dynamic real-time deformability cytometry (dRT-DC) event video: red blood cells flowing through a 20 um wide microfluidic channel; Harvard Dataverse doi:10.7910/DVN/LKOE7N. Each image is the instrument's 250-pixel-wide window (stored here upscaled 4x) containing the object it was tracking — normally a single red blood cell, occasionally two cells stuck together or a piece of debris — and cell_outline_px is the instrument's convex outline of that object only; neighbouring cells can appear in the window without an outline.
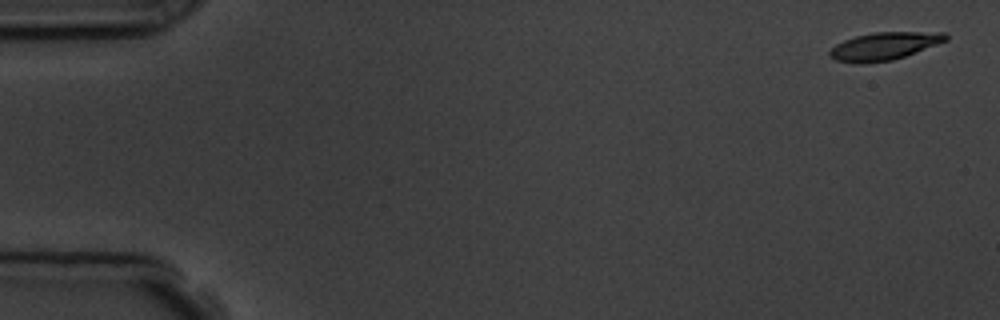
{"species": "common noctule bat (a hibernating species)", "species_latin": "Nyctalus noctula", "temperature_condition": "room temperature", "stored_images_in_passage": 5, "camera_frame_rate_fps": 3000, "um_per_image_px": 0.085, "animal": {"sex": "male", "body_mass_g": 19.5, "forearm_length_mm": 54.6}, "frame": {"image": 1, "passage_image": 1, "time_ms": 0.0, "image_size_px": [1000, 320], "cell_outline_px": [[948, 40], [916, 52], [892, 60], [864, 64], [856, 64], [836, 60], [828, 56], [828, 52], [836, 44], [844, 40], [856, 36], [876, 32], [944, 32], [948, 36]], "centroid_in_image_um": [75.13, 3.93], "position_along_channel_um": 9.9, "area_um2": 18.79}}
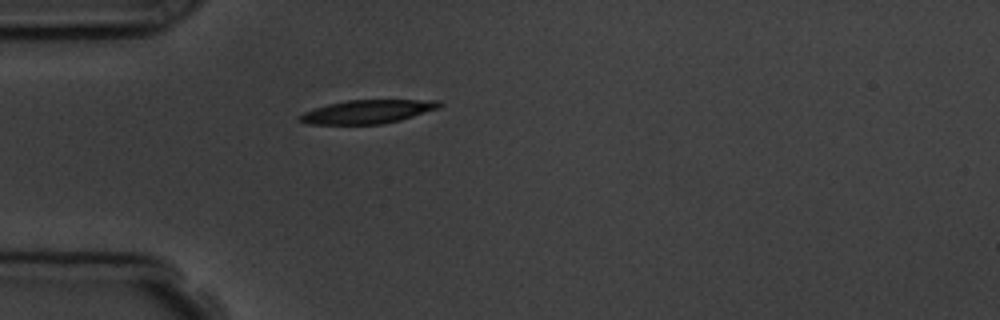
{"frame": {"image": 2, "passage_image": 5, "time_ms": 4.667, "image_size_px": [1000, 320], "cell_outline_px": [[444, 104], [440, 108], [400, 120], [380, 124], [308, 124], [300, 120], [296, 116], [304, 112], [328, 104], [348, 100], [440, 100]], "centroid_in_image_um": [31.27, 9.49], "position_along_channel_um": 53.7, "area_um2": 19.13}}